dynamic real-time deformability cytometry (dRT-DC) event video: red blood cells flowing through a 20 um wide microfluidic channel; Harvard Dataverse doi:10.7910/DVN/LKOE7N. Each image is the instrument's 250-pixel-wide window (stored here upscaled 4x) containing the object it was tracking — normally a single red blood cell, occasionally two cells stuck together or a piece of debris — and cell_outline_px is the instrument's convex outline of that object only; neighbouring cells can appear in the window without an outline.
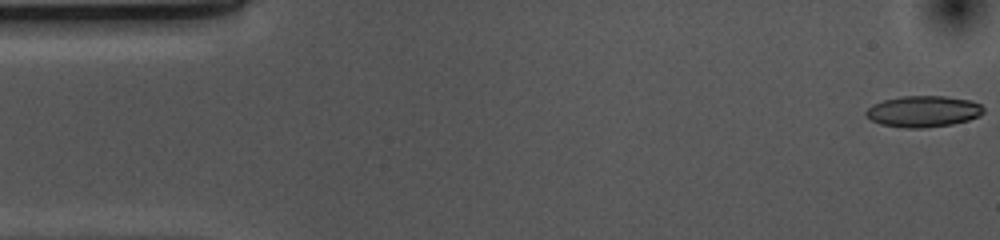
{"species": "common noctule bat (a hibernating species)", "species_latin": "Nyctalus noctula", "temperature_condition": "cold", "stored_images_in_passage": 10, "camera_frame_rate_fps": 3000, "um_per_image_px": 0.085, "animal": {"sex": "female", "body_mass_g": 10.0, "forearm_length_mm": 53.1}, "frame": {"image": 1, "passage_image": 1, "time_ms": 0.0, "image_size_px": [1000, 240], "cell_outline_px": [[984, 112], [980, 116], [968, 120], [952, 124], [924, 128], [908, 128], [880, 124], [872, 120], [864, 112], [872, 104], [884, 100], [900, 96], [944, 96], [972, 100], [980, 104], [984, 108]], "centroid_in_image_um": [78.5, 9.46], "position_along_channel_um": 6.5, "area_um2": 21.44}}